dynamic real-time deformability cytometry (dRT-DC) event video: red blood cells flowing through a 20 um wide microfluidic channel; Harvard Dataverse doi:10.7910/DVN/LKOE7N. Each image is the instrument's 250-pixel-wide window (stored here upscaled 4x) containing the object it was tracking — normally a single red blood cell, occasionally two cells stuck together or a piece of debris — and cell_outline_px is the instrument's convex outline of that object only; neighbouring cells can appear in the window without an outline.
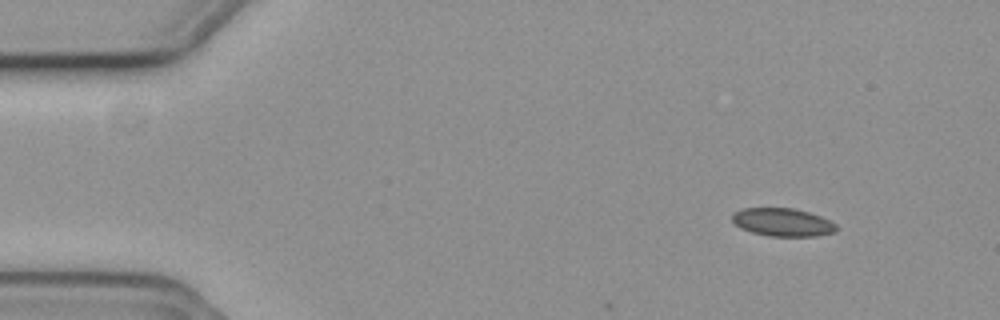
{"species": "common noctule bat (a hibernating species)", "species_latin": "Nyctalus noctula", "temperature_condition": "cold", "stored_images_in_passage": 5, "camera_frame_rate_fps": 3000, "um_per_image_px": 0.085, "animal": {"sex": "female", "body_mass_g": 19.3, "forearm_length_mm": 54.1}, "frame": {"image": 1, "passage_image": 1, "time_ms": 0.0, "image_size_px": [1000, 320], "cell_outline_px": [[836, 232], [816, 236], [768, 236], [752, 232], [740, 228], [732, 220], [732, 212], [744, 208], [792, 208], [808, 212], [820, 216], [836, 224]], "centroid_in_image_um": [66.5, 18.89], "position_along_channel_um": 18.5, "area_um2": 16.99}}